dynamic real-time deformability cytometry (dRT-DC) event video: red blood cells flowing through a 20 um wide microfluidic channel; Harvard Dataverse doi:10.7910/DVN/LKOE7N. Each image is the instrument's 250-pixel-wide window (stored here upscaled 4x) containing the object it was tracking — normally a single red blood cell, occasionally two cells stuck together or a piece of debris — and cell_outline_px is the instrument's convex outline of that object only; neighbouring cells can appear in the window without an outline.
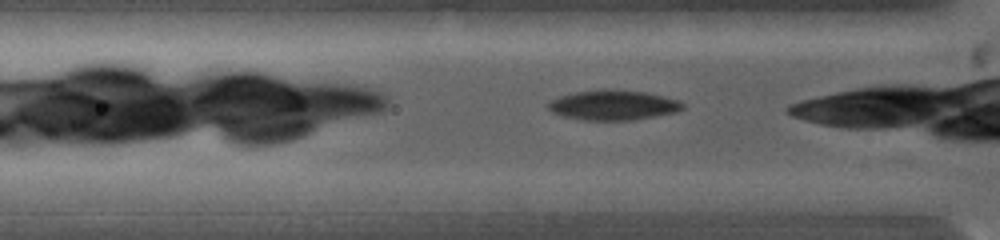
{"species": "common noctule bat (a hibernating species)", "species_latin": "Nyctalus noctula", "temperature_condition": "warm", "stored_images_in_passage": 29, "camera_frame_rate_fps": 5000, "um_per_image_px": 0.085, "animal": {"sex": "female", "body_mass_g": 19.0, "forearm_length_mm": 53.3}, "frame": {"image": 1, "passage_image": 4, "time_ms": 0.6, "image_size_px": [1000, 240], "cell_outline_px": [[684, 108], [676, 112], [632, 120], [584, 120], [560, 116], [552, 112], [544, 104], [556, 96], [576, 92], [600, 88], [608, 88], [644, 92], [680, 100], [684, 104]], "centroid_in_image_um": [52.05, 8.92], "position_along_channel_um": 73.7, "area_um2": 23.87}}
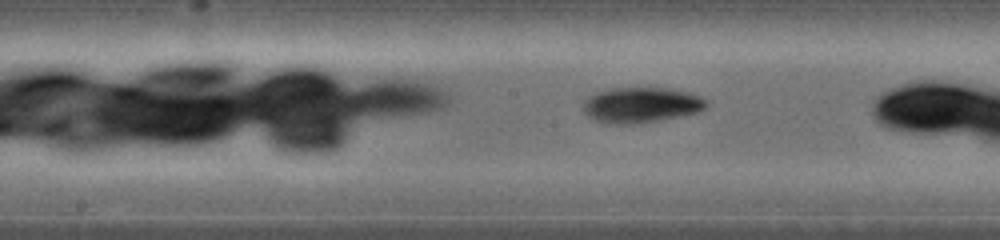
{"frame": {"image": 2, "passage_image": 13, "time_ms": 3.6, "image_size_px": [1000, 240], "cell_outline_px": [[708, 104], [700, 112], [660, 120], [636, 124], [604, 124], [588, 116], [584, 112], [584, 100], [588, 96], [596, 92], [612, 88], [672, 88], [688, 92], [700, 96], [708, 100]], "centroid_in_image_um": [54.51, 8.93], "position_along_channel_um": 193.7, "area_um2": 25.72}}
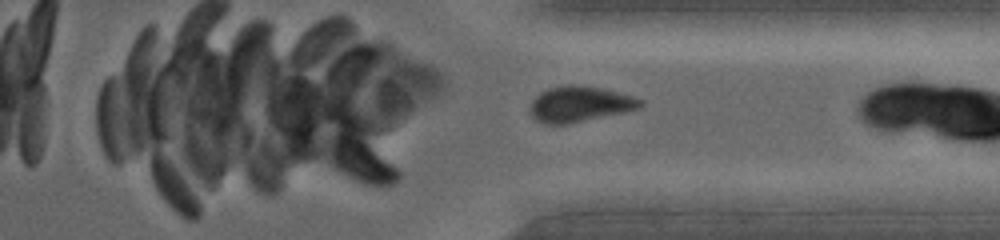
{"frame": {"image": 3, "passage_image": 25, "time_ms": 7.8, "image_size_px": [1000, 240], "cell_outline_px": [[644, 104], [640, 108], [624, 112], [568, 124], [544, 124], [536, 120], [532, 116], [528, 108], [532, 100], [540, 92], [548, 88], [572, 84], [580, 84], [600, 88], [632, 96], [644, 100]], "centroid_in_image_um": [49.25, 8.85], "position_along_channel_um": 362.1, "area_um2": 23.0}}